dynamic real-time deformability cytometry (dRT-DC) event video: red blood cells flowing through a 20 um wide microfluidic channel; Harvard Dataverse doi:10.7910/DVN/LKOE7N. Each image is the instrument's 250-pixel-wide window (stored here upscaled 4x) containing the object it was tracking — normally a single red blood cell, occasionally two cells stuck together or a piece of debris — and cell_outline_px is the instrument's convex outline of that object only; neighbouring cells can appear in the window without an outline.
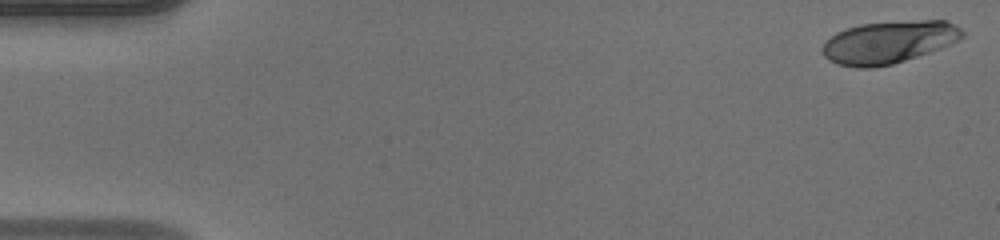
{"species": "human", "species_latin": "Homo sapiens", "temperature_condition": "warm", "stored_images_in_passage": 49, "camera_frame_rate_fps": 3000, "um_per_image_px": 0.085, "donor": {"sex": "male"}, "frame": {"image": 1, "passage_image": 1, "time_ms": 0.0, "image_size_px": [1000, 240], "cell_outline_px": [[964, 36], [960, 40], [940, 48], [892, 64], [872, 68], [856, 68], [840, 64], [828, 60], [824, 56], [820, 48], [836, 32], [844, 28], [860, 24], [920, 20], [944, 20], [956, 24], [964, 32]], "centroid_in_image_um": [75.54, 3.58], "position_along_channel_um": 9.5, "area_um2": 34.56}}
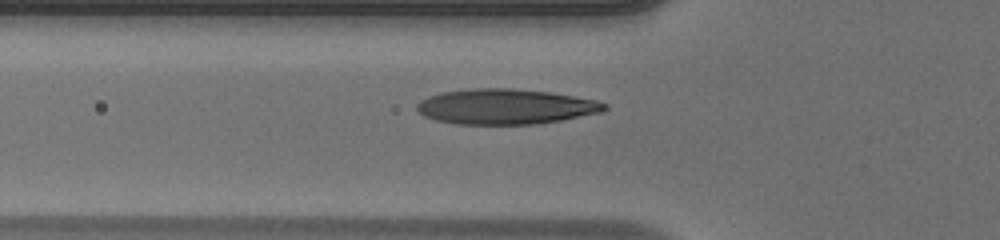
{"frame": {"image": 2, "passage_image": 17, "time_ms": 5.333, "image_size_px": [1000, 240], "cell_outline_px": [[608, 108], [604, 112], [560, 120], [536, 124], [456, 124], [436, 120], [424, 116], [416, 108], [416, 104], [420, 100], [428, 96], [440, 92], [472, 88], [512, 88], [552, 92], [600, 100], [608, 104]], "centroid_in_image_um": [43.01, 9.05], "position_along_channel_um": 82.8, "area_um2": 39.02}}
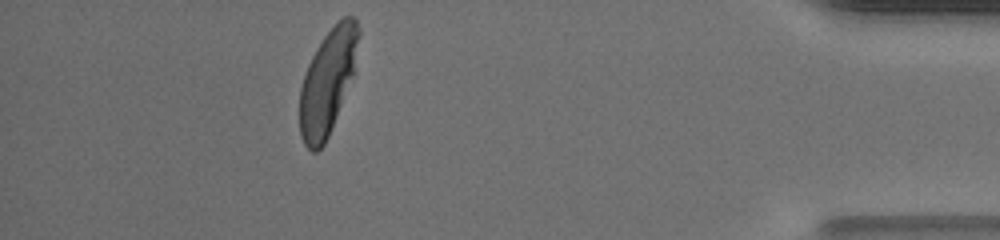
{"frame": {"image": 3, "passage_image": 44, "time_ms": 14.333, "image_size_px": [1000, 240], "cell_outline_px": [[360, 32], [352, 76], [328, 136], [324, 144], [316, 152], [312, 152], [304, 144], [300, 136], [300, 88], [308, 64], [316, 48], [324, 36], [344, 16], [352, 16], [356, 20]], "centroid_in_image_um": [27.83, 6.96], "position_along_channel_um": 407.4, "area_um2": 35.08}, "authors_computed_cell_mechanics": {"area_um2": 36.2406, "velocity_mm_per_s": 4.166, "shape_relaxation_time_tau1_ms": 3.6771, "shape_relaxation_time_tau2_ms": null, "deformation_change_tau1": 0.2127, "deformation_change_tau2": null}}